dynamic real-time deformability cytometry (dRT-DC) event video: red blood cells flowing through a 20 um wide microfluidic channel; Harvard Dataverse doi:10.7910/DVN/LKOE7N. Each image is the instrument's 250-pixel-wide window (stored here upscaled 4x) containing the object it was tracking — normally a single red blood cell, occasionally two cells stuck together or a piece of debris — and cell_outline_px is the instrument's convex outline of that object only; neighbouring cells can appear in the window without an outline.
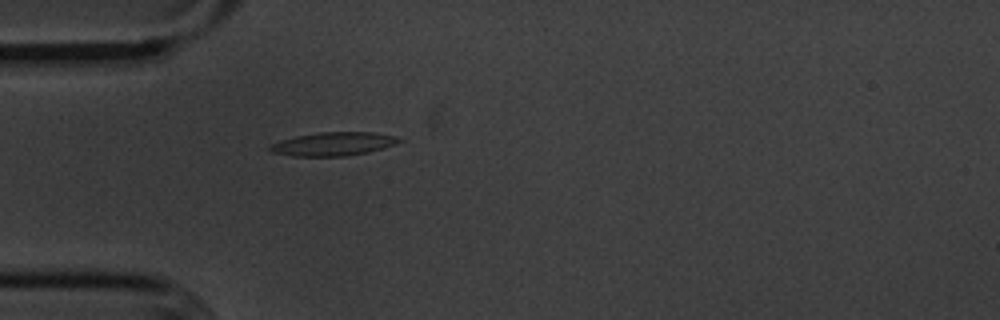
{"species": "common noctule bat (a hibernating species)", "species_latin": "Nyctalus noctula", "temperature_condition": "cold", "stored_images_in_passage": 41, "camera_frame_rate_fps": 3000, "um_per_image_px": 0.085, "animal": {"sex": "male", "body_mass_g": 20.1, "forearm_length_mm": 53.5}, "frame": {"image": 1, "passage_image": 2, "time_ms": 0.333, "image_size_px": [1000, 320], "cell_outline_px": [[404, 140], [384, 148], [368, 152], [344, 156], [292, 156], [272, 152], [268, 148], [268, 144], [280, 140], [296, 136], [320, 132], [372, 132], [396, 136]], "centroid_in_image_um": [28.31, 12.23], "position_along_channel_um": 56.7, "area_um2": 17.74}}
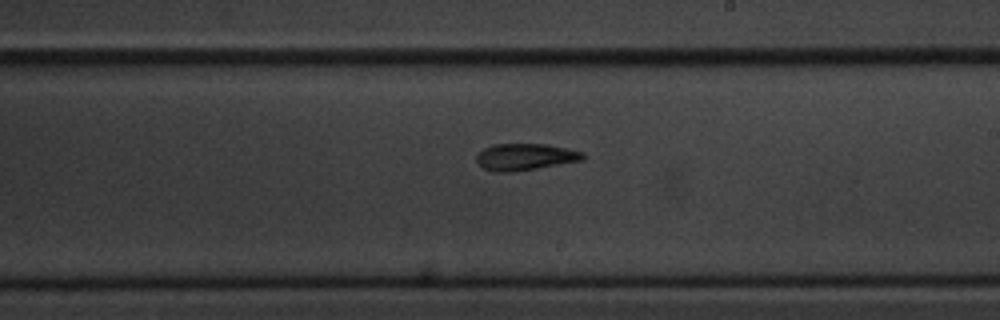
{"frame": {"image": 2, "passage_image": 18, "time_ms": 5.667, "image_size_px": [1000, 320], "cell_outline_px": [[584, 160], [512, 172], [492, 172], [484, 168], [476, 160], [476, 156], [484, 148], [492, 144], [544, 144], [568, 148], [584, 152]], "centroid_in_image_um": [44.64, 13.33], "position_along_channel_um": 244.4, "area_um2": 16.53}}
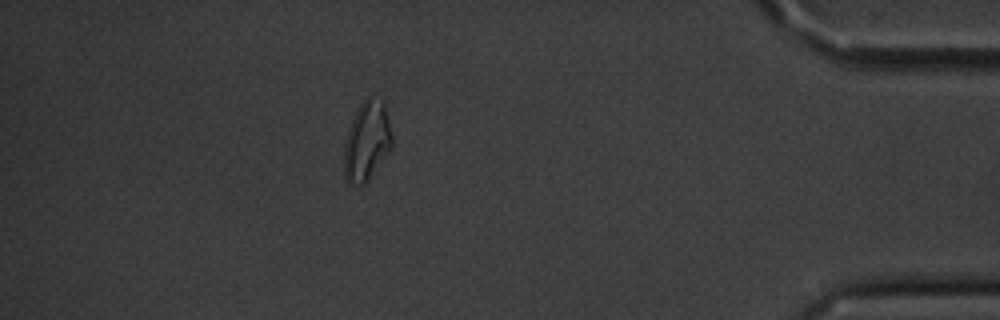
{"frame": {"image": 3, "passage_image": 35, "time_ms": 11.333, "image_size_px": [1000, 320], "cell_outline_px": [[392, 148], [368, 180], [364, 184], [348, 184], [344, 176], [344, 144], [352, 120], [360, 104], [368, 96], [372, 96], [384, 100], [392, 136]], "centroid_in_image_um": [31.19, 11.99], "position_along_channel_um": 404.0, "area_um2": 22.2}, "authors_computed_cell_mechanics": {"area_um2": 16.6464, "velocity_mm_per_s": 3.5955, "shape_relaxation_time_tau1_ms": 5.9324, "shape_relaxation_time_tau2_ms": 2.4542, "deformation_change_tau1": 0.1975, "deformation_change_tau2": 0.1114}}